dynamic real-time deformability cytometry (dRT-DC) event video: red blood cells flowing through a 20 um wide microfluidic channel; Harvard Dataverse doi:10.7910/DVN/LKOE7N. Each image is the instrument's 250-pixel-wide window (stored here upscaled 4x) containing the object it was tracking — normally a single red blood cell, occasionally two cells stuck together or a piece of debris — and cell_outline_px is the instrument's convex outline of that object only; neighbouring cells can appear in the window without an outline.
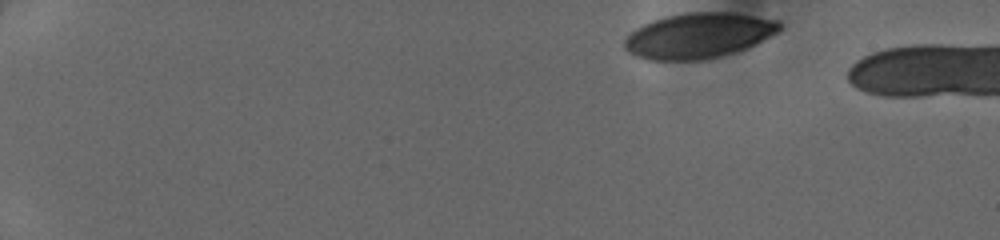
{"species": "human", "species_latin": "Homo sapiens", "temperature_condition": "cold", "stored_images_in_passage": 5, "camera_frame_rate_fps": 3000, "um_per_image_px": 0.085, "donor": {"sex": "female"}, "frame": {"image": 1, "passage_image": 1, "time_ms": 0.0, "image_size_px": [1000, 240], "cell_outline_px": [[780, 28], [776, 32], [744, 48], [720, 56], [704, 60], [648, 60], [636, 56], [628, 52], [624, 48], [624, 40], [628, 32], [652, 20], [664, 16], [684, 12], [732, 12], [780, 20]], "centroid_in_image_um": [59.29, 3.01], "position_along_channel_um": 25.7, "area_um2": 40.86}}